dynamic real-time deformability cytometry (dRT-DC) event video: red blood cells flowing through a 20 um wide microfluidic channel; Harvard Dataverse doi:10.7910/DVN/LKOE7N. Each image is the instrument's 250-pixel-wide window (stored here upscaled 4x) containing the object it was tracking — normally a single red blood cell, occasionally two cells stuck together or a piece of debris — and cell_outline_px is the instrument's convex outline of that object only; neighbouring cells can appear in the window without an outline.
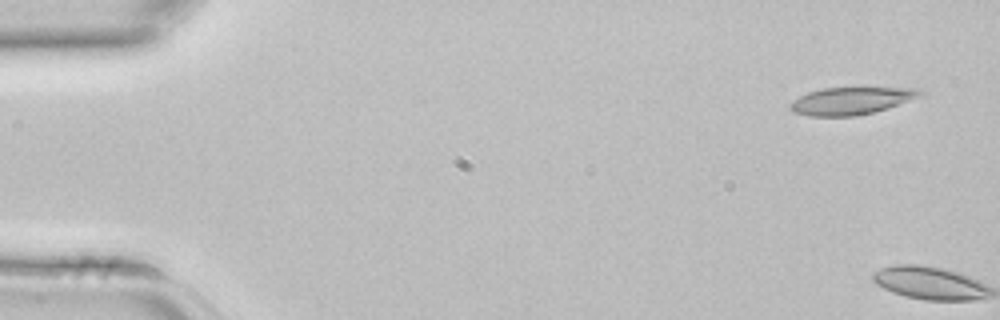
{"species": "common noctule bat (a hibernating species)", "species_latin": "Nyctalus noctula", "temperature_condition": "room temperature", "stored_images_in_passage": 6, "camera_frame_rate_fps": 3000, "um_per_image_px": 0.085, "animal": {"sex": "female", "body_mass_g": 22.7, "forearm_length_mm": 54.2}, "frame": {"image": 1, "passage_image": 1, "time_ms": 0.0, "image_size_px": [1000, 320], "cell_outline_px": [[924, 96], [888, 108], [872, 112], [852, 116], [808, 116], [792, 112], [788, 108], [788, 104], [792, 100], [808, 92], [820, 88], [920, 88], [924, 92]], "centroid_in_image_um": [72.34, 8.57], "position_along_channel_um": 12.7, "area_um2": 20.92}}